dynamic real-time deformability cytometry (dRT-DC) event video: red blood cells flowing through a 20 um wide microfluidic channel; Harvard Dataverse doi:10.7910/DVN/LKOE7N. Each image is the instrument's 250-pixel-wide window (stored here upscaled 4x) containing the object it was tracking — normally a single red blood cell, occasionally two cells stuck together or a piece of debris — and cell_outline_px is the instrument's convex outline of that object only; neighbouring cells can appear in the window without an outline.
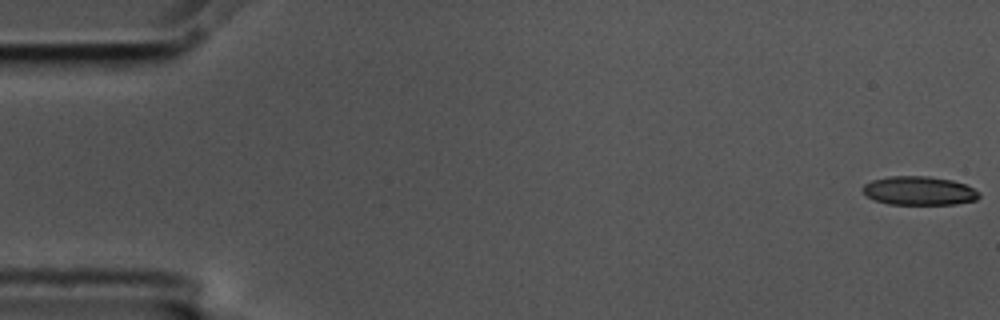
{"species": "common noctule bat (a hibernating species)", "species_latin": "Nyctalus noctula", "temperature_condition": "cold", "stored_images_in_passage": 57, "camera_frame_rate_fps": 3000, "um_per_image_px": 0.085, "animal": {"sex": "male", "body_mass_g": 17.5, "forearm_length_mm": 52.3}, "frame": {"image": 1, "passage_image": 1, "time_ms": 0.0, "image_size_px": [1000, 320], "cell_outline_px": [[980, 196], [976, 200], [956, 204], [888, 204], [876, 200], [868, 196], [860, 188], [864, 184], [872, 180], [888, 176], [928, 176], [952, 180], [964, 184], [980, 192]], "centroid_in_image_um": [78.12, 16.21], "position_along_channel_um": 6.9, "area_um2": 19.48}}
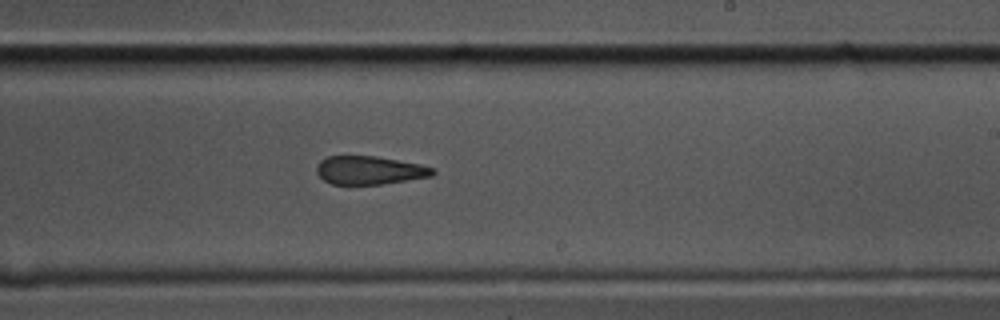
{"frame": {"image": 2, "passage_image": 34, "time_ms": 11.0, "image_size_px": [1000, 320], "cell_outline_px": [[436, 172], [432, 176], [384, 184], [332, 184], [324, 180], [316, 172], [316, 168], [320, 160], [328, 156], [376, 156], [420, 164], [436, 168]], "centroid_in_image_um": [31.44, 14.47], "position_along_channel_um": 257.6, "area_um2": 19.25}}
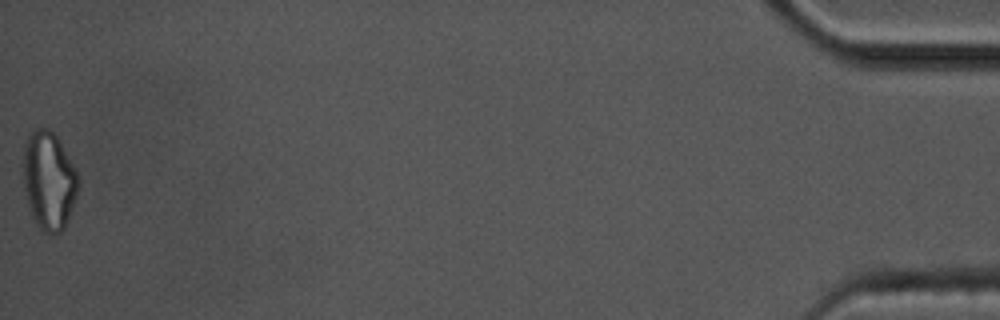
{"frame": {"image": 3, "passage_image": 57, "time_ms": 18.667, "image_size_px": [1000, 320], "cell_outline_px": [[80, 184], [76, 196], [64, 228], [60, 232], [44, 232], [36, 224], [32, 216], [28, 204], [24, 188], [24, 144], [28, 132], [32, 128], [48, 128], [56, 136], [76, 168], [80, 180]], "centroid_in_image_um": [4.16, 15.3], "position_along_channel_um": 431.0, "area_um2": 31.44}, "authors_computed_cell_mechanics": {"area_um2": 20.9236, "velocity_mm_per_s": 3.5576, "shape_relaxation_time_tau1_ms": null, "shape_relaxation_time_tau2_ms": 6.0118, "deformation_change_tau1": null, "deformation_change_tau2": 0.1568}}